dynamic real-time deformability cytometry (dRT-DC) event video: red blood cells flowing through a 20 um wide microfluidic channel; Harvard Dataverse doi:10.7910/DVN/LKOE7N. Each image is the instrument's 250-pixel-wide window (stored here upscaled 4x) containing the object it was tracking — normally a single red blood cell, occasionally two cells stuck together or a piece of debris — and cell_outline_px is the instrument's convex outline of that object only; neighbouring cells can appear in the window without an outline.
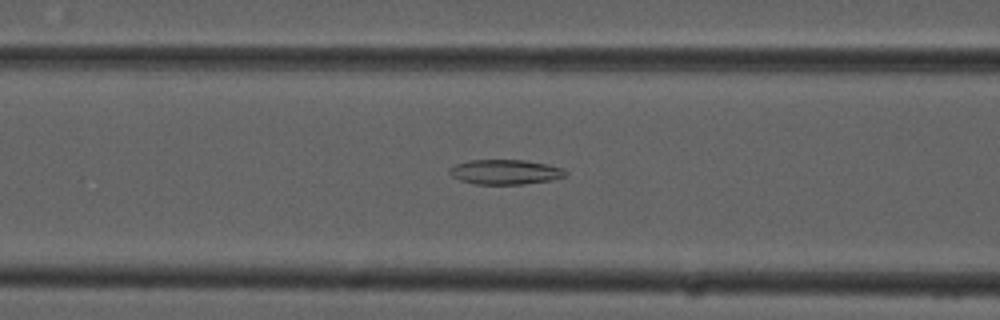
{"species": "common noctule bat (a hibernating species)", "species_latin": "Nyctalus noctula", "temperature_condition": "cold", "stored_images_in_passage": 40, "camera_frame_rate_fps": 3000, "um_per_image_px": 0.085, "animal": {"sex": "male", "forearm_length_mm": 52.5}, "frame": {"image": 1, "passage_image": 8, "time_ms": 2.333, "image_size_px": [1000, 320], "cell_outline_px": [[568, 172], [564, 176], [552, 180], [524, 184], [476, 184], [460, 180], [452, 176], [448, 172], [448, 168], [456, 164], [468, 160], [524, 160], [548, 164], [564, 168]], "centroid_in_image_um": [42.95, 14.61], "position_along_channel_um": 123.7, "area_um2": 16.88}}
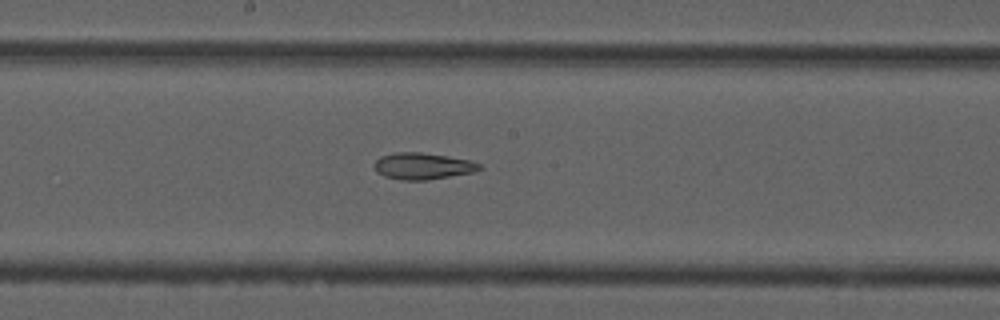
{"frame": {"image": 2, "passage_image": 15, "time_ms": 4.667, "image_size_px": [1000, 320], "cell_outline_px": [[484, 168], [472, 172], [428, 180], [400, 180], [384, 176], [376, 172], [372, 164], [380, 156], [396, 152], [420, 152], [448, 156], [468, 160], [480, 164]], "centroid_in_image_um": [35.88, 14.12], "position_along_channel_um": 212.3, "area_um2": 16.36}}
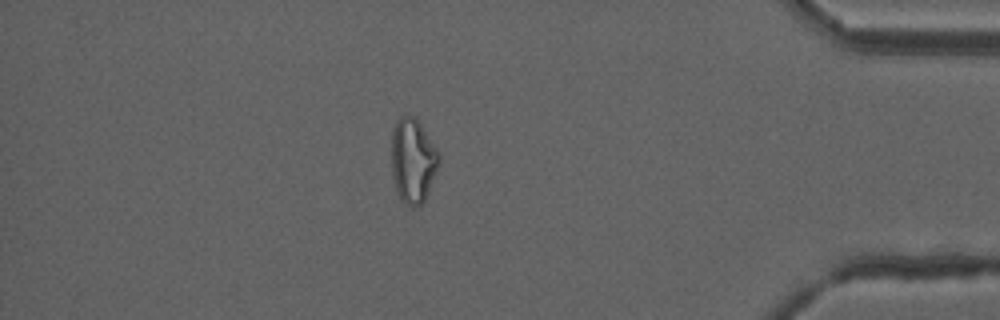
{"frame": {"image": 3, "passage_image": 33, "time_ms": 10.667, "image_size_px": [1000, 320], "cell_outline_px": [[440, 164], [428, 192], [424, 200], [416, 208], [412, 208], [404, 204], [400, 200], [396, 192], [392, 176], [392, 128], [396, 120], [404, 112], [416, 116], [440, 152]], "centroid_in_image_um": [35.1, 13.62], "position_along_channel_um": 400.1, "area_um2": 24.22}, "authors_computed_cell_mechanics": {"area_um2": 17.051, "velocity_mm_per_s": 3.7924, "shape_relaxation_time_tau1_ms": null, "shape_relaxation_time_tau2_ms": 6.4066, "deformation_change_tau1": null, "deformation_change_tau2": 0.1408}}